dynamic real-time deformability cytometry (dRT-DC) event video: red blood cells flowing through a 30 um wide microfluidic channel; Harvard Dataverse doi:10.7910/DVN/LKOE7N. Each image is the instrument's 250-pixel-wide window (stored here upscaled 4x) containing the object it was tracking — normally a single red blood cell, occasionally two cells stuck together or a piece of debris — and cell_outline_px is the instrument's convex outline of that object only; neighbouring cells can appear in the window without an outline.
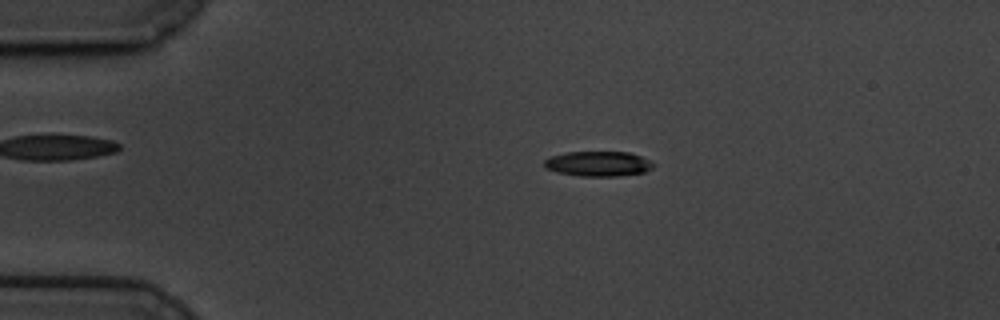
{"species": "common noctule bat (a hibernating species)", "species_latin": "Nyctalus noctula", "temperature_condition": "cold", "stored_images_in_passage": 59, "camera_frame_rate_fps": 3000, "um_per_image_px": 0.085, "animal": {"sex": "male", "body_mass_g": 19.5, "forearm_length_mm": 54.6}, "frame": {"image": 1, "passage_image": 12, "time_ms": 3.667, "image_size_px": [1000, 320], "cell_outline_px": [[656, 164], [652, 168], [644, 172], [620, 176], [580, 176], [556, 172], [544, 168], [544, 160], [552, 156], [568, 152], [628, 152], [640, 156]], "centroid_in_image_um": [50.84, 13.93], "position_along_channel_um": 34.2, "area_um2": 15.9}}
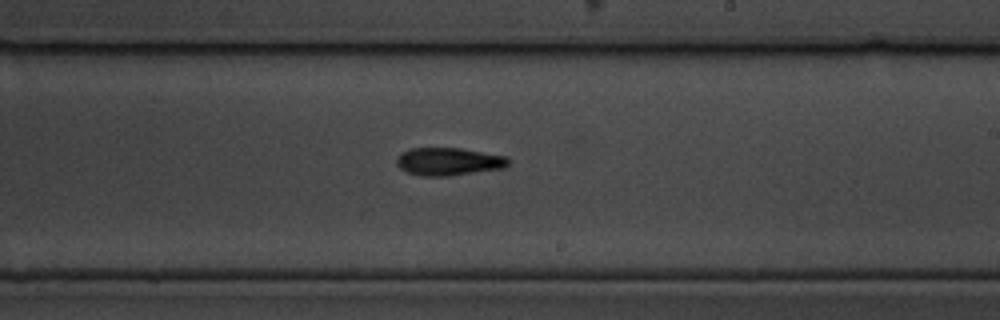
{"frame": {"image": 2, "passage_image": 35, "time_ms": 11.333, "image_size_px": [1000, 320], "cell_outline_px": [[508, 164], [504, 168], [448, 176], [424, 176], [408, 172], [400, 168], [396, 164], [396, 160], [400, 152], [408, 148], [460, 148], [508, 156]], "centroid_in_image_um": [38.11, 13.72], "position_along_channel_um": 250.9, "area_um2": 18.15}}
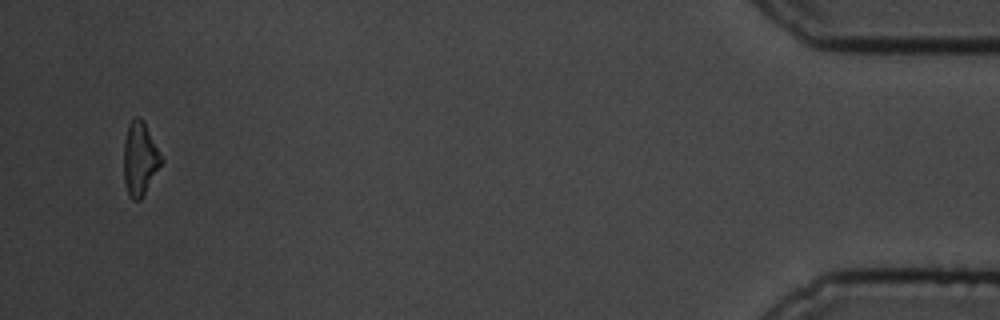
{"frame": {"image": 3, "passage_image": 57, "time_ms": 18.667, "image_size_px": [1000, 320], "cell_outline_px": [[164, 160], [140, 200], [132, 200], [128, 192], [124, 180], [124, 140], [128, 124], [132, 116], [140, 116], [144, 120]], "centroid_in_image_um": [11.89, 13.42], "position_along_channel_um": 423.3, "area_um2": 16.18}, "authors_computed_cell_mechanics": {"area_um2": 17.051, "velocity_mm_per_s": 3.4097, "shape_relaxation_time_tau1_ms": 6.7155, "shape_relaxation_time_tau2_ms": null, "deformation_change_tau1": 0.1696, "deformation_change_tau2": null}}